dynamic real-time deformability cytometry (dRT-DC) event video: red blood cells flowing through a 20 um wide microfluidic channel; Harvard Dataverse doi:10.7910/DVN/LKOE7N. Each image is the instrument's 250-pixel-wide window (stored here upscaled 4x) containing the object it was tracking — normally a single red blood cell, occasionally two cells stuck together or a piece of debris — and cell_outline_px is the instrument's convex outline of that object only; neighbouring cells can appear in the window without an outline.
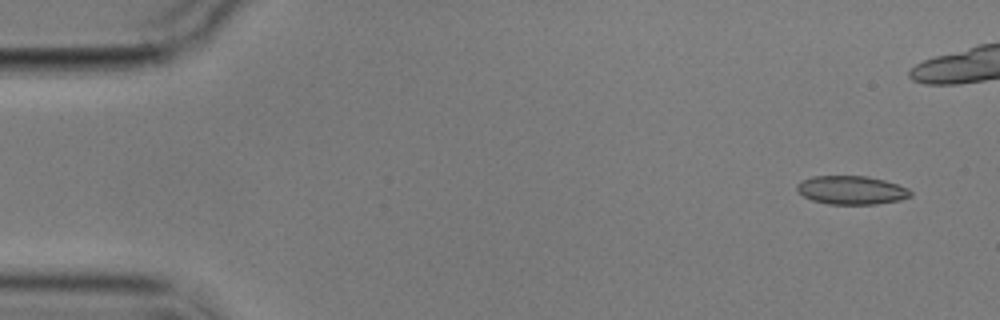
{"species": "common noctule bat (a hibernating species)", "species_latin": "Nyctalus noctula", "temperature_condition": "cold", "stored_images_in_passage": 5, "camera_frame_rate_fps": 3000, "um_per_image_px": 0.085, "animal": {"sex": "male", "body_mass_g": 17.9}, "frame": {"image": 1, "passage_image": 1, "time_ms": 0.0, "image_size_px": [1000, 320], "cell_outline_px": [[912, 196], [900, 200], [876, 204], [828, 204], [812, 200], [804, 196], [796, 188], [796, 184], [800, 180], [812, 176], [868, 176], [884, 180], [908, 188], [912, 192]], "centroid_in_image_um": [72.37, 16.15], "position_along_channel_um": 12.6, "area_um2": 18.96}}